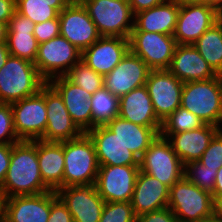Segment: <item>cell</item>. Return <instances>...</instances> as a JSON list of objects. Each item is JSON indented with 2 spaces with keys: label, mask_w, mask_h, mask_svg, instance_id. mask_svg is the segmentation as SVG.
Segmentation results:
<instances>
[{
  "label": "cell",
  "mask_w": 222,
  "mask_h": 222,
  "mask_svg": "<svg viewBox=\"0 0 222 222\" xmlns=\"http://www.w3.org/2000/svg\"><path fill=\"white\" fill-rule=\"evenodd\" d=\"M1 187L7 198L50 191L43 183L37 156V140L12 144L9 168Z\"/></svg>",
  "instance_id": "1"
},
{
  "label": "cell",
  "mask_w": 222,
  "mask_h": 222,
  "mask_svg": "<svg viewBox=\"0 0 222 222\" xmlns=\"http://www.w3.org/2000/svg\"><path fill=\"white\" fill-rule=\"evenodd\" d=\"M181 107L199 117L205 124L222 129V75L184 83Z\"/></svg>",
  "instance_id": "2"
},
{
  "label": "cell",
  "mask_w": 222,
  "mask_h": 222,
  "mask_svg": "<svg viewBox=\"0 0 222 222\" xmlns=\"http://www.w3.org/2000/svg\"><path fill=\"white\" fill-rule=\"evenodd\" d=\"M45 83L34 63L10 55L0 69V103L11 104L33 96Z\"/></svg>",
  "instance_id": "3"
},
{
  "label": "cell",
  "mask_w": 222,
  "mask_h": 222,
  "mask_svg": "<svg viewBox=\"0 0 222 222\" xmlns=\"http://www.w3.org/2000/svg\"><path fill=\"white\" fill-rule=\"evenodd\" d=\"M98 170L95 146L87 133L64 141L63 187L95 184Z\"/></svg>",
  "instance_id": "4"
},
{
  "label": "cell",
  "mask_w": 222,
  "mask_h": 222,
  "mask_svg": "<svg viewBox=\"0 0 222 222\" xmlns=\"http://www.w3.org/2000/svg\"><path fill=\"white\" fill-rule=\"evenodd\" d=\"M168 207L179 222H201L214 216L212 194L192 184L185 176L169 188Z\"/></svg>",
  "instance_id": "5"
},
{
  "label": "cell",
  "mask_w": 222,
  "mask_h": 222,
  "mask_svg": "<svg viewBox=\"0 0 222 222\" xmlns=\"http://www.w3.org/2000/svg\"><path fill=\"white\" fill-rule=\"evenodd\" d=\"M101 36L129 39L134 17L129 0H80Z\"/></svg>",
  "instance_id": "6"
},
{
  "label": "cell",
  "mask_w": 222,
  "mask_h": 222,
  "mask_svg": "<svg viewBox=\"0 0 222 222\" xmlns=\"http://www.w3.org/2000/svg\"><path fill=\"white\" fill-rule=\"evenodd\" d=\"M140 171L172 187L184 177L185 165L173 150L171 143L158 135L139 159Z\"/></svg>",
  "instance_id": "7"
},
{
  "label": "cell",
  "mask_w": 222,
  "mask_h": 222,
  "mask_svg": "<svg viewBox=\"0 0 222 222\" xmlns=\"http://www.w3.org/2000/svg\"><path fill=\"white\" fill-rule=\"evenodd\" d=\"M81 60V51L61 35L38 44V53L34 65L40 76L49 82L59 76H65Z\"/></svg>",
  "instance_id": "8"
},
{
  "label": "cell",
  "mask_w": 222,
  "mask_h": 222,
  "mask_svg": "<svg viewBox=\"0 0 222 222\" xmlns=\"http://www.w3.org/2000/svg\"><path fill=\"white\" fill-rule=\"evenodd\" d=\"M13 125L19 140H39L47 126V109L45 105V84L40 91L11 103Z\"/></svg>",
  "instance_id": "9"
},
{
  "label": "cell",
  "mask_w": 222,
  "mask_h": 222,
  "mask_svg": "<svg viewBox=\"0 0 222 222\" xmlns=\"http://www.w3.org/2000/svg\"><path fill=\"white\" fill-rule=\"evenodd\" d=\"M176 45L173 35L157 32L131 31L129 37L130 51L150 70H168Z\"/></svg>",
  "instance_id": "10"
},
{
  "label": "cell",
  "mask_w": 222,
  "mask_h": 222,
  "mask_svg": "<svg viewBox=\"0 0 222 222\" xmlns=\"http://www.w3.org/2000/svg\"><path fill=\"white\" fill-rule=\"evenodd\" d=\"M222 18L209 4L180 0V10L173 37L176 44L193 45L198 38Z\"/></svg>",
  "instance_id": "11"
},
{
  "label": "cell",
  "mask_w": 222,
  "mask_h": 222,
  "mask_svg": "<svg viewBox=\"0 0 222 222\" xmlns=\"http://www.w3.org/2000/svg\"><path fill=\"white\" fill-rule=\"evenodd\" d=\"M139 165H99L95 187L105 202L131 201Z\"/></svg>",
  "instance_id": "12"
},
{
  "label": "cell",
  "mask_w": 222,
  "mask_h": 222,
  "mask_svg": "<svg viewBox=\"0 0 222 222\" xmlns=\"http://www.w3.org/2000/svg\"><path fill=\"white\" fill-rule=\"evenodd\" d=\"M183 85L169 70H150L145 86L161 122L181 106Z\"/></svg>",
  "instance_id": "13"
},
{
  "label": "cell",
  "mask_w": 222,
  "mask_h": 222,
  "mask_svg": "<svg viewBox=\"0 0 222 222\" xmlns=\"http://www.w3.org/2000/svg\"><path fill=\"white\" fill-rule=\"evenodd\" d=\"M45 105L47 126L39 140L62 142L78 138L83 134L68 113L62 96L49 82L45 83Z\"/></svg>",
  "instance_id": "14"
},
{
  "label": "cell",
  "mask_w": 222,
  "mask_h": 222,
  "mask_svg": "<svg viewBox=\"0 0 222 222\" xmlns=\"http://www.w3.org/2000/svg\"><path fill=\"white\" fill-rule=\"evenodd\" d=\"M60 35L81 52L101 35L81 2L69 3L60 13Z\"/></svg>",
  "instance_id": "15"
},
{
  "label": "cell",
  "mask_w": 222,
  "mask_h": 222,
  "mask_svg": "<svg viewBox=\"0 0 222 222\" xmlns=\"http://www.w3.org/2000/svg\"><path fill=\"white\" fill-rule=\"evenodd\" d=\"M74 222H99L105 201L94 184L63 187L56 191Z\"/></svg>",
  "instance_id": "16"
},
{
  "label": "cell",
  "mask_w": 222,
  "mask_h": 222,
  "mask_svg": "<svg viewBox=\"0 0 222 222\" xmlns=\"http://www.w3.org/2000/svg\"><path fill=\"white\" fill-rule=\"evenodd\" d=\"M149 72L147 64L129 50L121 62L103 77V86L120 98L131 90L144 86Z\"/></svg>",
  "instance_id": "17"
},
{
  "label": "cell",
  "mask_w": 222,
  "mask_h": 222,
  "mask_svg": "<svg viewBox=\"0 0 222 222\" xmlns=\"http://www.w3.org/2000/svg\"><path fill=\"white\" fill-rule=\"evenodd\" d=\"M129 50V39L101 36L81 52V61L104 77L121 62Z\"/></svg>",
  "instance_id": "18"
},
{
  "label": "cell",
  "mask_w": 222,
  "mask_h": 222,
  "mask_svg": "<svg viewBox=\"0 0 222 222\" xmlns=\"http://www.w3.org/2000/svg\"><path fill=\"white\" fill-rule=\"evenodd\" d=\"M49 83L62 96L73 122L83 132L92 129V111L89 102L92 94L71 82L66 76L51 79Z\"/></svg>",
  "instance_id": "19"
},
{
  "label": "cell",
  "mask_w": 222,
  "mask_h": 222,
  "mask_svg": "<svg viewBox=\"0 0 222 222\" xmlns=\"http://www.w3.org/2000/svg\"><path fill=\"white\" fill-rule=\"evenodd\" d=\"M87 134L94 143L99 165H139V158L105 125L96 126Z\"/></svg>",
  "instance_id": "20"
},
{
  "label": "cell",
  "mask_w": 222,
  "mask_h": 222,
  "mask_svg": "<svg viewBox=\"0 0 222 222\" xmlns=\"http://www.w3.org/2000/svg\"><path fill=\"white\" fill-rule=\"evenodd\" d=\"M168 70L183 83L209 80L218 75L190 44L176 45Z\"/></svg>",
  "instance_id": "21"
},
{
  "label": "cell",
  "mask_w": 222,
  "mask_h": 222,
  "mask_svg": "<svg viewBox=\"0 0 222 222\" xmlns=\"http://www.w3.org/2000/svg\"><path fill=\"white\" fill-rule=\"evenodd\" d=\"M51 212V190L7 198L4 222H48Z\"/></svg>",
  "instance_id": "22"
},
{
  "label": "cell",
  "mask_w": 222,
  "mask_h": 222,
  "mask_svg": "<svg viewBox=\"0 0 222 222\" xmlns=\"http://www.w3.org/2000/svg\"><path fill=\"white\" fill-rule=\"evenodd\" d=\"M169 187L153 176L139 171L131 204L135 215L168 207Z\"/></svg>",
  "instance_id": "23"
},
{
  "label": "cell",
  "mask_w": 222,
  "mask_h": 222,
  "mask_svg": "<svg viewBox=\"0 0 222 222\" xmlns=\"http://www.w3.org/2000/svg\"><path fill=\"white\" fill-rule=\"evenodd\" d=\"M180 10V0H166L158 6L135 14L132 31L173 35Z\"/></svg>",
  "instance_id": "24"
},
{
  "label": "cell",
  "mask_w": 222,
  "mask_h": 222,
  "mask_svg": "<svg viewBox=\"0 0 222 222\" xmlns=\"http://www.w3.org/2000/svg\"><path fill=\"white\" fill-rule=\"evenodd\" d=\"M220 130L211 124H204L198 129L171 134L167 140L182 163L186 165L198 161L214 135Z\"/></svg>",
  "instance_id": "25"
},
{
  "label": "cell",
  "mask_w": 222,
  "mask_h": 222,
  "mask_svg": "<svg viewBox=\"0 0 222 222\" xmlns=\"http://www.w3.org/2000/svg\"><path fill=\"white\" fill-rule=\"evenodd\" d=\"M35 23L29 18L15 12L8 23L7 47L14 57L35 62L38 42L33 34Z\"/></svg>",
  "instance_id": "26"
},
{
  "label": "cell",
  "mask_w": 222,
  "mask_h": 222,
  "mask_svg": "<svg viewBox=\"0 0 222 222\" xmlns=\"http://www.w3.org/2000/svg\"><path fill=\"white\" fill-rule=\"evenodd\" d=\"M119 116L127 121L150 128H161L146 86L131 90L119 98Z\"/></svg>",
  "instance_id": "27"
},
{
  "label": "cell",
  "mask_w": 222,
  "mask_h": 222,
  "mask_svg": "<svg viewBox=\"0 0 222 222\" xmlns=\"http://www.w3.org/2000/svg\"><path fill=\"white\" fill-rule=\"evenodd\" d=\"M105 126L115 133L123 145L132 151L139 159L159 135L161 129L135 124L119 115Z\"/></svg>",
  "instance_id": "28"
},
{
  "label": "cell",
  "mask_w": 222,
  "mask_h": 222,
  "mask_svg": "<svg viewBox=\"0 0 222 222\" xmlns=\"http://www.w3.org/2000/svg\"><path fill=\"white\" fill-rule=\"evenodd\" d=\"M37 156L43 183L52 191L63 188L64 141L37 140Z\"/></svg>",
  "instance_id": "29"
},
{
  "label": "cell",
  "mask_w": 222,
  "mask_h": 222,
  "mask_svg": "<svg viewBox=\"0 0 222 222\" xmlns=\"http://www.w3.org/2000/svg\"><path fill=\"white\" fill-rule=\"evenodd\" d=\"M193 45L212 69L222 75V18L205 31Z\"/></svg>",
  "instance_id": "30"
},
{
  "label": "cell",
  "mask_w": 222,
  "mask_h": 222,
  "mask_svg": "<svg viewBox=\"0 0 222 222\" xmlns=\"http://www.w3.org/2000/svg\"><path fill=\"white\" fill-rule=\"evenodd\" d=\"M69 3L68 0H16V12L37 24L57 18Z\"/></svg>",
  "instance_id": "31"
},
{
  "label": "cell",
  "mask_w": 222,
  "mask_h": 222,
  "mask_svg": "<svg viewBox=\"0 0 222 222\" xmlns=\"http://www.w3.org/2000/svg\"><path fill=\"white\" fill-rule=\"evenodd\" d=\"M89 102L92 111V128L106 125L119 115V98L104 86L92 94Z\"/></svg>",
  "instance_id": "32"
},
{
  "label": "cell",
  "mask_w": 222,
  "mask_h": 222,
  "mask_svg": "<svg viewBox=\"0 0 222 222\" xmlns=\"http://www.w3.org/2000/svg\"><path fill=\"white\" fill-rule=\"evenodd\" d=\"M204 124L199 117L180 106L162 121L159 135L167 139L171 134L195 130Z\"/></svg>",
  "instance_id": "33"
},
{
  "label": "cell",
  "mask_w": 222,
  "mask_h": 222,
  "mask_svg": "<svg viewBox=\"0 0 222 222\" xmlns=\"http://www.w3.org/2000/svg\"><path fill=\"white\" fill-rule=\"evenodd\" d=\"M71 82L94 94L103 87V76L87 66L83 61L76 63L65 75Z\"/></svg>",
  "instance_id": "34"
},
{
  "label": "cell",
  "mask_w": 222,
  "mask_h": 222,
  "mask_svg": "<svg viewBox=\"0 0 222 222\" xmlns=\"http://www.w3.org/2000/svg\"><path fill=\"white\" fill-rule=\"evenodd\" d=\"M217 169H210L199 161L185 165L184 176L200 189L213 193Z\"/></svg>",
  "instance_id": "35"
},
{
  "label": "cell",
  "mask_w": 222,
  "mask_h": 222,
  "mask_svg": "<svg viewBox=\"0 0 222 222\" xmlns=\"http://www.w3.org/2000/svg\"><path fill=\"white\" fill-rule=\"evenodd\" d=\"M131 201L105 202L99 222H137Z\"/></svg>",
  "instance_id": "36"
},
{
  "label": "cell",
  "mask_w": 222,
  "mask_h": 222,
  "mask_svg": "<svg viewBox=\"0 0 222 222\" xmlns=\"http://www.w3.org/2000/svg\"><path fill=\"white\" fill-rule=\"evenodd\" d=\"M19 141L13 125L11 105L0 103V144H15Z\"/></svg>",
  "instance_id": "37"
},
{
  "label": "cell",
  "mask_w": 222,
  "mask_h": 222,
  "mask_svg": "<svg viewBox=\"0 0 222 222\" xmlns=\"http://www.w3.org/2000/svg\"><path fill=\"white\" fill-rule=\"evenodd\" d=\"M198 161L210 169L218 170L222 166V129L214 135Z\"/></svg>",
  "instance_id": "38"
},
{
  "label": "cell",
  "mask_w": 222,
  "mask_h": 222,
  "mask_svg": "<svg viewBox=\"0 0 222 222\" xmlns=\"http://www.w3.org/2000/svg\"><path fill=\"white\" fill-rule=\"evenodd\" d=\"M38 44L47 42L54 37L60 35V21L59 16L45 22L37 23L33 32Z\"/></svg>",
  "instance_id": "39"
},
{
  "label": "cell",
  "mask_w": 222,
  "mask_h": 222,
  "mask_svg": "<svg viewBox=\"0 0 222 222\" xmlns=\"http://www.w3.org/2000/svg\"><path fill=\"white\" fill-rule=\"evenodd\" d=\"M48 222H74L66 205L57 196L56 191L51 190V212Z\"/></svg>",
  "instance_id": "40"
},
{
  "label": "cell",
  "mask_w": 222,
  "mask_h": 222,
  "mask_svg": "<svg viewBox=\"0 0 222 222\" xmlns=\"http://www.w3.org/2000/svg\"><path fill=\"white\" fill-rule=\"evenodd\" d=\"M137 222H179L169 207L141 214Z\"/></svg>",
  "instance_id": "41"
},
{
  "label": "cell",
  "mask_w": 222,
  "mask_h": 222,
  "mask_svg": "<svg viewBox=\"0 0 222 222\" xmlns=\"http://www.w3.org/2000/svg\"><path fill=\"white\" fill-rule=\"evenodd\" d=\"M12 144H0V185L4 182L9 168Z\"/></svg>",
  "instance_id": "42"
},
{
  "label": "cell",
  "mask_w": 222,
  "mask_h": 222,
  "mask_svg": "<svg viewBox=\"0 0 222 222\" xmlns=\"http://www.w3.org/2000/svg\"><path fill=\"white\" fill-rule=\"evenodd\" d=\"M16 12V0H0V22L8 24Z\"/></svg>",
  "instance_id": "43"
},
{
  "label": "cell",
  "mask_w": 222,
  "mask_h": 222,
  "mask_svg": "<svg viewBox=\"0 0 222 222\" xmlns=\"http://www.w3.org/2000/svg\"><path fill=\"white\" fill-rule=\"evenodd\" d=\"M166 0H129L132 12L136 13L158 6L160 3Z\"/></svg>",
  "instance_id": "44"
},
{
  "label": "cell",
  "mask_w": 222,
  "mask_h": 222,
  "mask_svg": "<svg viewBox=\"0 0 222 222\" xmlns=\"http://www.w3.org/2000/svg\"><path fill=\"white\" fill-rule=\"evenodd\" d=\"M212 197L214 200L222 197V166L218 169L216 173Z\"/></svg>",
  "instance_id": "45"
},
{
  "label": "cell",
  "mask_w": 222,
  "mask_h": 222,
  "mask_svg": "<svg viewBox=\"0 0 222 222\" xmlns=\"http://www.w3.org/2000/svg\"><path fill=\"white\" fill-rule=\"evenodd\" d=\"M7 196L0 185V222H4Z\"/></svg>",
  "instance_id": "46"
},
{
  "label": "cell",
  "mask_w": 222,
  "mask_h": 222,
  "mask_svg": "<svg viewBox=\"0 0 222 222\" xmlns=\"http://www.w3.org/2000/svg\"><path fill=\"white\" fill-rule=\"evenodd\" d=\"M10 55L7 43H0V69L5 65Z\"/></svg>",
  "instance_id": "47"
},
{
  "label": "cell",
  "mask_w": 222,
  "mask_h": 222,
  "mask_svg": "<svg viewBox=\"0 0 222 222\" xmlns=\"http://www.w3.org/2000/svg\"><path fill=\"white\" fill-rule=\"evenodd\" d=\"M214 216L222 222V197L214 200Z\"/></svg>",
  "instance_id": "48"
},
{
  "label": "cell",
  "mask_w": 222,
  "mask_h": 222,
  "mask_svg": "<svg viewBox=\"0 0 222 222\" xmlns=\"http://www.w3.org/2000/svg\"><path fill=\"white\" fill-rule=\"evenodd\" d=\"M8 24L0 22V43H6Z\"/></svg>",
  "instance_id": "49"
},
{
  "label": "cell",
  "mask_w": 222,
  "mask_h": 222,
  "mask_svg": "<svg viewBox=\"0 0 222 222\" xmlns=\"http://www.w3.org/2000/svg\"><path fill=\"white\" fill-rule=\"evenodd\" d=\"M212 7L222 15V0H212Z\"/></svg>",
  "instance_id": "50"
},
{
  "label": "cell",
  "mask_w": 222,
  "mask_h": 222,
  "mask_svg": "<svg viewBox=\"0 0 222 222\" xmlns=\"http://www.w3.org/2000/svg\"><path fill=\"white\" fill-rule=\"evenodd\" d=\"M190 3L209 4L212 7V0H185Z\"/></svg>",
  "instance_id": "51"
},
{
  "label": "cell",
  "mask_w": 222,
  "mask_h": 222,
  "mask_svg": "<svg viewBox=\"0 0 222 222\" xmlns=\"http://www.w3.org/2000/svg\"><path fill=\"white\" fill-rule=\"evenodd\" d=\"M201 222H221L220 220H218L215 216L209 218V219H205Z\"/></svg>",
  "instance_id": "52"
},
{
  "label": "cell",
  "mask_w": 222,
  "mask_h": 222,
  "mask_svg": "<svg viewBox=\"0 0 222 222\" xmlns=\"http://www.w3.org/2000/svg\"><path fill=\"white\" fill-rule=\"evenodd\" d=\"M70 3L80 2V0H68Z\"/></svg>",
  "instance_id": "53"
}]
</instances>
